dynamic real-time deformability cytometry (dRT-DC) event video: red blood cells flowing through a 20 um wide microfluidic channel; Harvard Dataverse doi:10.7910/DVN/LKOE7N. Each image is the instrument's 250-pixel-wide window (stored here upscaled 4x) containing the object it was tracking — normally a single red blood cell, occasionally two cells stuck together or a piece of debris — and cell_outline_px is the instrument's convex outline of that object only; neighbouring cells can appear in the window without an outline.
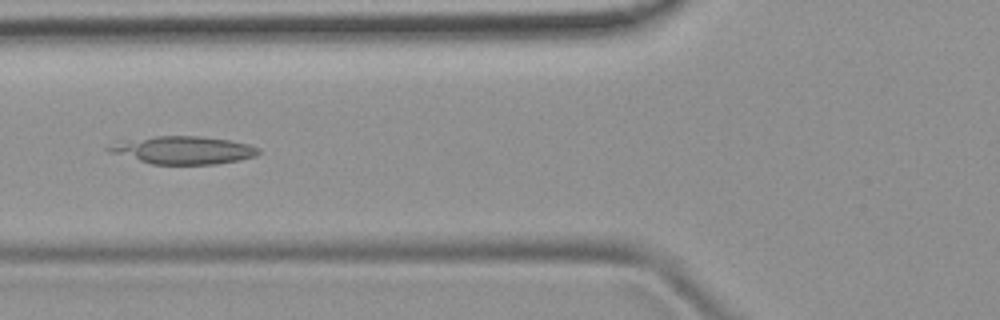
{"species": "common noctule bat (a hibernating species)", "species_latin": "Nyctalus noctula", "temperature_condition": "room temperature", "stored_images_in_passage": 53, "camera_frame_rate_fps": 3000, "um_per_image_px": 0.085, "animal": {"sex": "female", "body_mass_g": 19.9}, "frame": {"image": 1, "passage_image": 22, "time_ms": 7.0, "image_size_px": [1000, 320], "cell_outline_px": [[260, 152], [256, 156], [240, 160], [216, 164], [152, 164], [108, 152], [104, 148], [128, 140], [156, 136], [196, 136], [228, 140], [248, 144], [260, 148]], "centroid_in_image_um": [15.62, 12.77], "position_along_channel_um": 110.2, "area_um2": 23.93}}
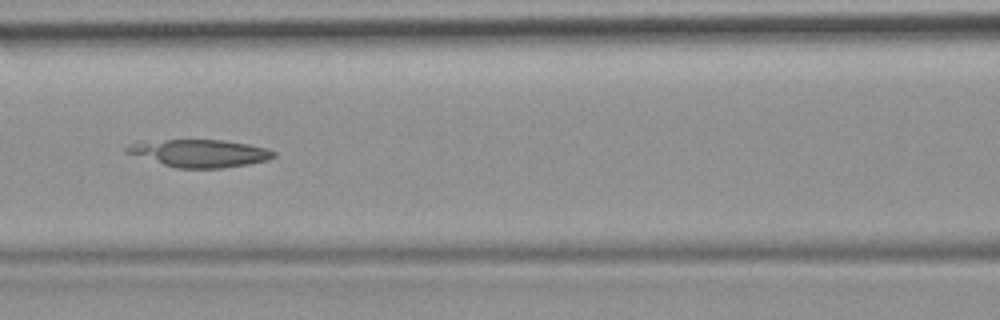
{"frame": {"image": 2, "passage_image": 25, "time_ms": 8.0, "image_size_px": [1000, 320], "cell_outline_px": [[276, 156], [268, 160], [248, 164], [220, 168], [176, 168], [124, 152], [124, 148], [128, 144], [140, 140], [224, 140], [248, 144], [268, 148], [276, 152]], "centroid_in_image_um": [16.95, 13.01], "position_along_channel_um": 149.7, "area_um2": 23.76}}
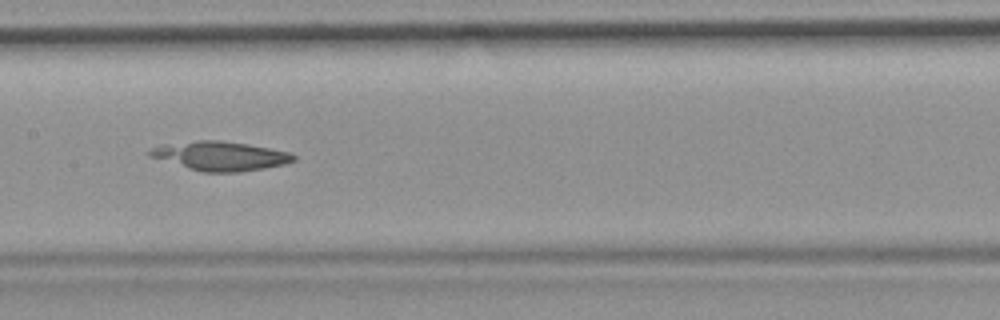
{"frame": {"image": 3, "passage_image": 28, "time_ms": 9.0, "image_size_px": [1000, 320], "cell_outline_px": [[296, 160], [284, 164], [264, 168], [240, 172], [204, 172], [148, 156], [148, 152], [152, 148], [160, 144], [196, 140], [220, 140], [248, 144], [288, 152], [296, 156]], "centroid_in_image_um": [18.71, 13.24], "position_along_channel_um": 188.7, "area_um2": 24.22}}